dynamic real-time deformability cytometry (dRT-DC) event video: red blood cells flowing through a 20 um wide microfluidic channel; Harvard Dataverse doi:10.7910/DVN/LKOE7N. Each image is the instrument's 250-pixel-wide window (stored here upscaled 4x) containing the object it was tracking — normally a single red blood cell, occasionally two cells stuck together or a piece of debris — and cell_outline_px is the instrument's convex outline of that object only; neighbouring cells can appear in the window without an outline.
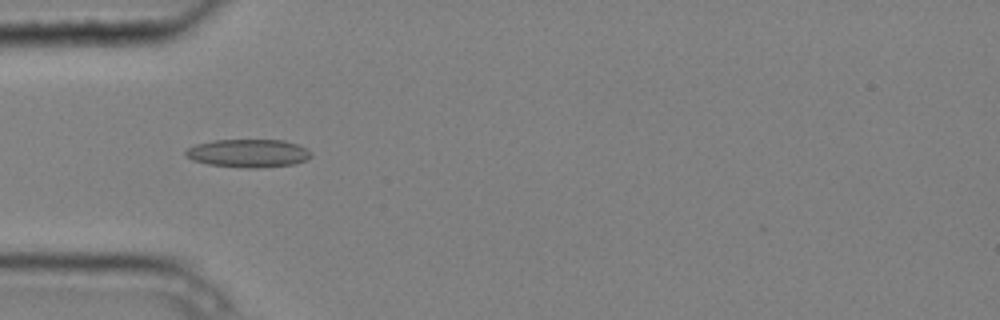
{"species": "common noctule bat (a hibernating species)", "species_latin": "Nyctalus noctula", "temperature_condition": "cold", "stored_images_in_passage": 4, "camera_frame_rate_fps": 3000, "um_per_image_px": 0.085, "animal": {"sex": "male", "body_mass_g": 20.4}, "frame": {"image": 1, "passage_image": 4, "time_ms": 1.0, "image_size_px": [1000, 320], "cell_outline_px": [[312, 156], [308, 160], [296, 164], [256, 168], [244, 168], [208, 164], [192, 160], [184, 152], [188, 148], [196, 144], [212, 140], [284, 140], [296, 144], [312, 152]], "centroid_in_image_um": [21.13, 13.03], "position_along_channel_um": 63.9, "area_um2": 20.63}}